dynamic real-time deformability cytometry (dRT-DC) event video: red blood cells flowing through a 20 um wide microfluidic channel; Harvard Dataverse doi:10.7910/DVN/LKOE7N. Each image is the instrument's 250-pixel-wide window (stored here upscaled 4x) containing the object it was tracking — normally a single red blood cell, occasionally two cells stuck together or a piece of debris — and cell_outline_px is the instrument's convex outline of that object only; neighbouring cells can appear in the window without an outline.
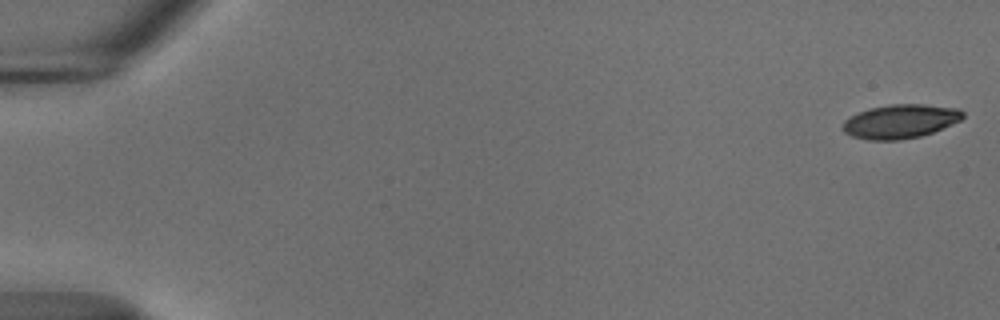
{"species": "common noctule bat (a hibernating species)", "species_latin": "Nyctalus noctula", "temperature_condition": "cold", "stored_images_in_passage": 14, "camera_frame_rate_fps": 3000, "um_per_image_px": 0.085, "animal": {"sex": "male", "body_mass_g": 18.8}, "frame": {"image": 1, "passage_image": 1, "time_ms": 0.0, "image_size_px": [1000, 320], "cell_outline_px": [[964, 116], [960, 120], [932, 132], [920, 136], [900, 140], [868, 140], [852, 136], [844, 132], [844, 120], [848, 116], [872, 108], [888, 104], [924, 104], [960, 108], [964, 112]], "centroid_in_image_um": [76.53, 10.31], "position_along_channel_um": 8.5, "area_um2": 23.64}}